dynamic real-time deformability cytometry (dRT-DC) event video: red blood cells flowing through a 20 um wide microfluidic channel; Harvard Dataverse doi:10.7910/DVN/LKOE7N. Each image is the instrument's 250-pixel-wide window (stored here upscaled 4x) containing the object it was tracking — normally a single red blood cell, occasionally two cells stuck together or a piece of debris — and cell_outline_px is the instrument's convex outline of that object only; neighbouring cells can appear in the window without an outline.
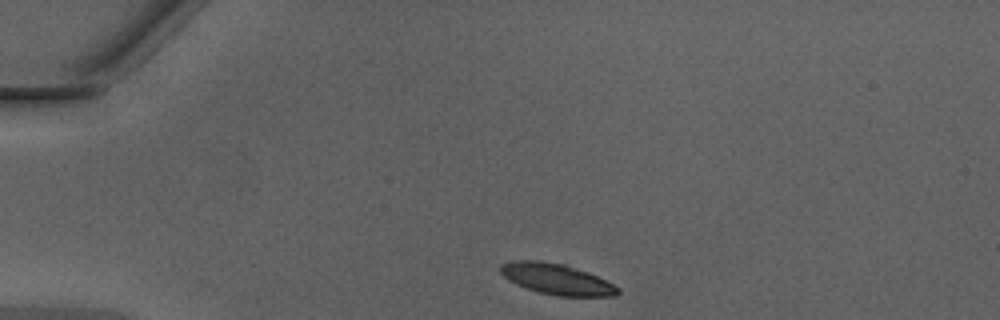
{"species": "Egyptian fruit bat (a non-hibernating species)", "species_latin": "Rousettus aegyptiacus", "temperature_condition": "warm", "stored_images_in_passage": 32, "camera_frame_rate_fps": 3000, "um_per_image_px": 0.085, "animal": {"sex": "male"}, "frame": {"image": 1, "passage_image": 1, "time_ms": 0.0, "image_size_px": [1000, 320], "cell_outline_px": [[620, 292], [616, 296], [556, 296], [536, 292], [516, 284], [508, 280], [500, 272], [500, 264], [512, 260], [540, 260], [564, 264], [588, 272], [620, 288]], "centroid_in_image_um": [47.28, 23.72], "position_along_channel_um": 37.7, "area_um2": 21.21}}
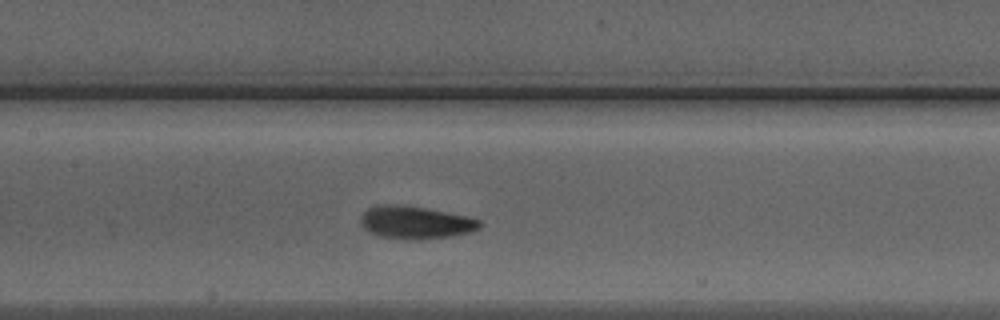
{"frame": {"image": 2, "passage_image": 14, "time_ms": 4.333, "image_size_px": [1000, 320], "cell_outline_px": [[484, 224], [480, 228], [472, 232], [448, 236], [416, 240], [412, 240], [380, 236], [364, 228], [360, 224], [360, 216], [368, 208], [384, 204], [412, 204], [468, 216], [480, 220]], "centroid_in_image_um": [35.35, 18.88], "position_along_channel_um": 172.0, "area_um2": 23.12}}
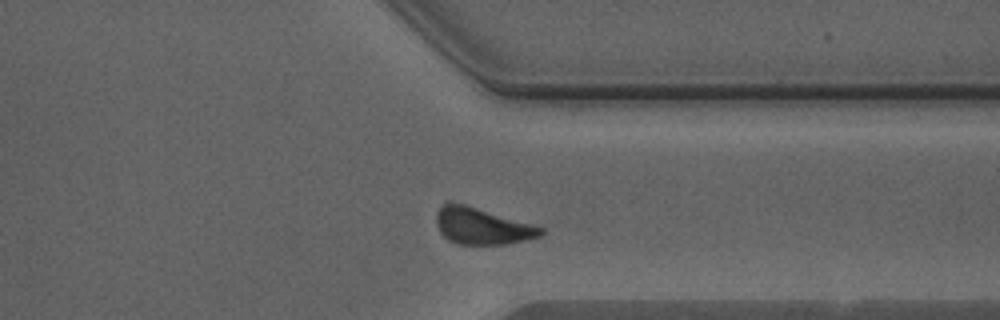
{"frame": {"image": 3, "passage_image": 28, "time_ms": 9.0, "image_size_px": [1000, 320], "cell_outline_px": [[544, 232], [540, 236], [524, 240], [504, 244], [456, 244], [448, 240], [440, 232], [436, 224], [436, 212], [448, 200], [452, 200], [532, 224], [544, 228]], "centroid_in_image_um": [40.92, 19.2], "position_along_channel_um": 370.5, "area_um2": 22.31}, "authors_computed_cell_mechanics": {"area_um2": 22.1952, "velocity_mm_per_s": 4.2566, "shape_relaxation_time_tau1_ms": 1.9217, "shape_relaxation_time_tau2_ms": null, "deformation_change_tau1": 0.0964, "deformation_change_tau2": null}}